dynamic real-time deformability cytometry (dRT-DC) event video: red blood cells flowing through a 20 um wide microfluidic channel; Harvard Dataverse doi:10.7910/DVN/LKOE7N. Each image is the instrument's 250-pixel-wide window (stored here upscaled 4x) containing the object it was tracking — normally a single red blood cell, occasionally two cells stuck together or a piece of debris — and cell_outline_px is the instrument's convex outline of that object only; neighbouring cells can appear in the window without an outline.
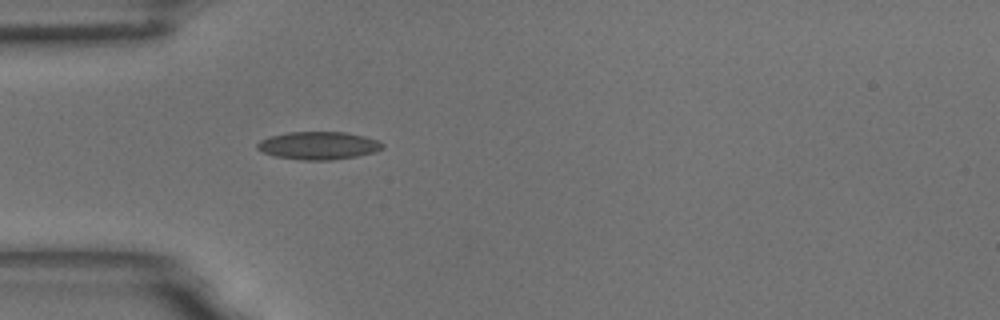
{"species": "common noctule bat (a hibernating species)", "species_latin": "Nyctalus noctula", "temperature_condition": "room temperature", "stored_images_in_passage": 41, "camera_frame_rate_fps": 3000, "um_per_image_px": 0.085, "animal": {"sex": "male", "body_mass_g": 18.8}, "frame": {"image": 1, "passage_image": 1, "time_ms": 0.0, "image_size_px": [1000, 320], "cell_outline_px": [[384, 148], [376, 152], [356, 156], [332, 160], [300, 160], [276, 156], [264, 152], [256, 148], [256, 144], [260, 140], [272, 136], [288, 132], [344, 132], [364, 136], [380, 140], [384, 144]], "centroid_in_image_um": [27.11, 12.37], "position_along_channel_um": 57.9, "area_um2": 20.35}}
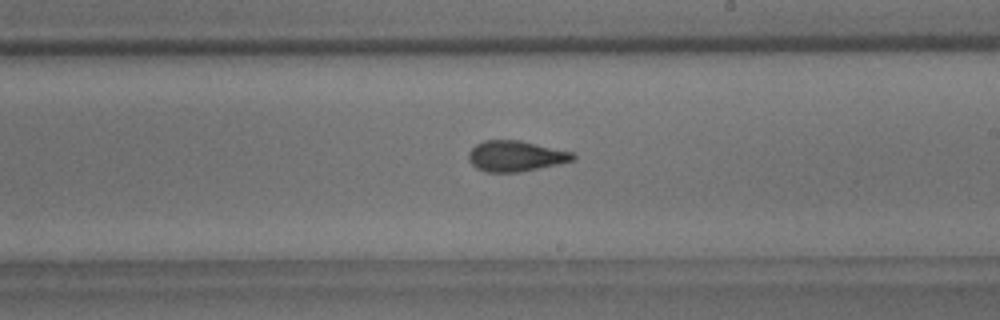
{"frame": {"image": 2, "passage_image": 17, "time_ms": 5.333, "image_size_px": [1000, 320], "cell_outline_px": [[576, 160], [520, 172], [488, 172], [476, 168], [468, 160], [468, 152], [476, 144], [484, 140], [520, 140], [572, 152], [576, 156]], "centroid_in_image_um": [43.82, 13.26], "position_along_channel_um": 245.2, "area_um2": 18.67}}
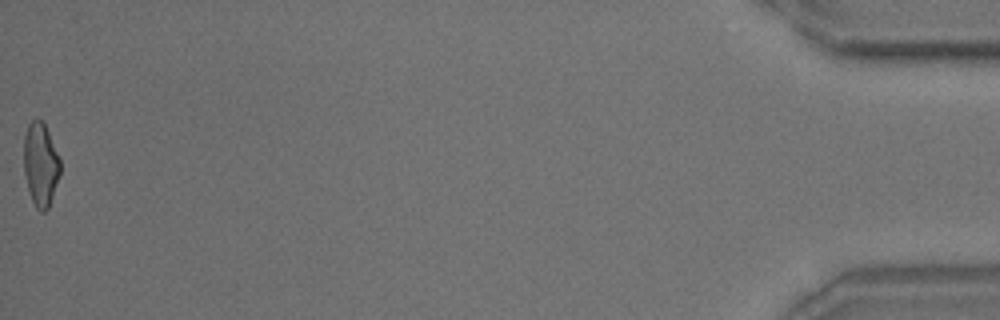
{"frame": {"image": 3, "passage_image": 41, "time_ms": 13.333, "image_size_px": [1000, 320], "cell_outline_px": [[60, 176], [48, 208], [44, 212], [40, 212], [36, 208], [32, 200], [28, 188], [24, 172], [24, 136], [28, 124], [36, 116], [44, 124], [48, 132], [60, 160]], "centroid_in_image_um": [3.44, 13.98], "position_along_channel_um": 431.8, "area_um2": 17.63}, "authors_computed_cell_mechanics": {"area_um2": 18.4382, "velocity_mm_per_s": 3.5637, "shape_relaxation_time_tau1_ms": 7.3227, "shape_relaxation_time_tau2_ms": 1.6996, "deformation_change_tau1": 0.1853, "deformation_change_tau2": 0.0746}}